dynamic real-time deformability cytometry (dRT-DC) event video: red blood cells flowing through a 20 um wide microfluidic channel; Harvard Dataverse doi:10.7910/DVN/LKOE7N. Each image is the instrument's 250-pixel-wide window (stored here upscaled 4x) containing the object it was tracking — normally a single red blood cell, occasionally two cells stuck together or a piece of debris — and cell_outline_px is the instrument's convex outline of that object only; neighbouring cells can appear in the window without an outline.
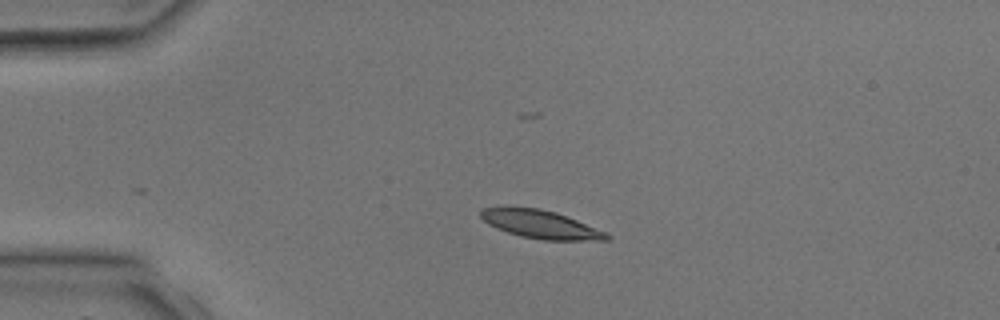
{"species": "common noctule bat (a hibernating species)", "species_latin": "Nyctalus noctula", "temperature_condition": "room temperature", "stored_images_in_passage": 2, "camera_frame_rate_fps": 3000, "um_per_image_px": 0.085, "animal": {"sex": "male", "body_mass_g": 17.9, "forearm_length_mm": 54.2}, "frame": {"image": 1, "passage_image": 1, "time_ms": 0.0, "image_size_px": [1000, 320], "cell_outline_px": [[612, 236], [608, 240], [544, 240], [520, 236], [496, 228], [488, 224], [480, 216], [480, 208], [504, 204], [508, 204], [540, 208], [556, 212], [576, 220], [604, 232]], "centroid_in_image_um": [45.82, 19.01], "position_along_channel_um": 39.2, "area_um2": 21.15}}
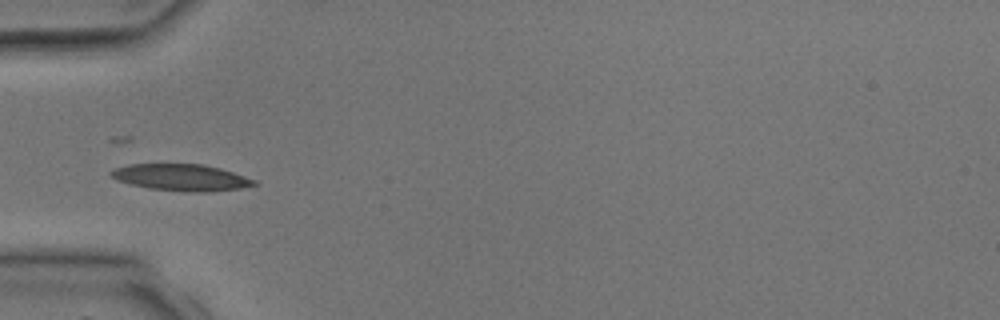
{"frame": {"image": 2, "passage_image": 2, "time_ms": 1.333, "image_size_px": [1000, 320], "cell_outline_px": [[260, 184], [240, 188], [208, 192], [192, 192], [148, 188], [116, 180], [108, 172], [116, 168], [128, 164], [204, 164], [220, 168], [256, 180]], "centroid_in_image_um": [15.42, 15.08], "position_along_channel_um": 69.6, "area_um2": 22.14}}